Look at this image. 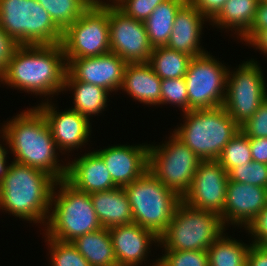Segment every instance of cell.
<instances>
[{
  "instance_id": "cell-22",
  "label": "cell",
  "mask_w": 267,
  "mask_h": 266,
  "mask_svg": "<svg viewBox=\"0 0 267 266\" xmlns=\"http://www.w3.org/2000/svg\"><path fill=\"white\" fill-rule=\"evenodd\" d=\"M146 105H161V79L149 63H127L120 90Z\"/></svg>"
},
{
  "instance_id": "cell-45",
  "label": "cell",
  "mask_w": 267,
  "mask_h": 266,
  "mask_svg": "<svg viewBox=\"0 0 267 266\" xmlns=\"http://www.w3.org/2000/svg\"><path fill=\"white\" fill-rule=\"evenodd\" d=\"M8 147L2 146L0 144V181L3 179V176L6 174L7 168L9 166L7 161V154L9 153L7 150Z\"/></svg>"
},
{
  "instance_id": "cell-36",
  "label": "cell",
  "mask_w": 267,
  "mask_h": 266,
  "mask_svg": "<svg viewBox=\"0 0 267 266\" xmlns=\"http://www.w3.org/2000/svg\"><path fill=\"white\" fill-rule=\"evenodd\" d=\"M166 0H119L114 5L125 15L144 22Z\"/></svg>"
},
{
  "instance_id": "cell-43",
  "label": "cell",
  "mask_w": 267,
  "mask_h": 266,
  "mask_svg": "<svg viewBox=\"0 0 267 266\" xmlns=\"http://www.w3.org/2000/svg\"><path fill=\"white\" fill-rule=\"evenodd\" d=\"M247 266H267V247L251 244L247 254Z\"/></svg>"
},
{
  "instance_id": "cell-35",
  "label": "cell",
  "mask_w": 267,
  "mask_h": 266,
  "mask_svg": "<svg viewBox=\"0 0 267 266\" xmlns=\"http://www.w3.org/2000/svg\"><path fill=\"white\" fill-rule=\"evenodd\" d=\"M184 77L161 80V104L176 105L188 112V91Z\"/></svg>"
},
{
  "instance_id": "cell-8",
  "label": "cell",
  "mask_w": 267,
  "mask_h": 266,
  "mask_svg": "<svg viewBox=\"0 0 267 266\" xmlns=\"http://www.w3.org/2000/svg\"><path fill=\"white\" fill-rule=\"evenodd\" d=\"M219 214L196 209L181 201L165 232L159 237V245L165 250H205L225 232Z\"/></svg>"
},
{
  "instance_id": "cell-15",
  "label": "cell",
  "mask_w": 267,
  "mask_h": 266,
  "mask_svg": "<svg viewBox=\"0 0 267 266\" xmlns=\"http://www.w3.org/2000/svg\"><path fill=\"white\" fill-rule=\"evenodd\" d=\"M127 62L114 52L87 58H74L67 63V72L77 81L106 89L120 90Z\"/></svg>"
},
{
  "instance_id": "cell-1",
  "label": "cell",
  "mask_w": 267,
  "mask_h": 266,
  "mask_svg": "<svg viewBox=\"0 0 267 266\" xmlns=\"http://www.w3.org/2000/svg\"><path fill=\"white\" fill-rule=\"evenodd\" d=\"M6 122L0 136L15 156L13 161L42 170L56 181L66 178L67 163L61 165L49 124L36 106Z\"/></svg>"
},
{
  "instance_id": "cell-41",
  "label": "cell",
  "mask_w": 267,
  "mask_h": 266,
  "mask_svg": "<svg viewBox=\"0 0 267 266\" xmlns=\"http://www.w3.org/2000/svg\"><path fill=\"white\" fill-rule=\"evenodd\" d=\"M227 0H187L195 7L209 22L221 11Z\"/></svg>"
},
{
  "instance_id": "cell-44",
  "label": "cell",
  "mask_w": 267,
  "mask_h": 266,
  "mask_svg": "<svg viewBox=\"0 0 267 266\" xmlns=\"http://www.w3.org/2000/svg\"><path fill=\"white\" fill-rule=\"evenodd\" d=\"M251 47L259 49L267 57V29L259 31L248 43Z\"/></svg>"
},
{
  "instance_id": "cell-40",
  "label": "cell",
  "mask_w": 267,
  "mask_h": 266,
  "mask_svg": "<svg viewBox=\"0 0 267 266\" xmlns=\"http://www.w3.org/2000/svg\"><path fill=\"white\" fill-rule=\"evenodd\" d=\"M19 45L0 27V76L5 72L14 50Z\"/></svg>"
},
{
  "instance_id": "cell-30",
  "label": "cell",
  "mask_w": 267,
  "mask_h": 266,
  "mask_svg": "<svg viewBox=\"0 0 267 266\" xmlns=\"http://www.w3.org/2000/svg\"><path fill=\"white\" fill-rule=\"evenodd\" d=\"M50 15L53 22L64 31L91 5L93 0H36Z\"/></svg>"
},
{
  "instance_id": "cell-21",
  "label": "cell",
  "mask_w": 267,
  "mask_h": 266,
  "mask_svg": "<svg viewBox=\"0 0 267 266\" xmlns=\"http://www.w3.org/2000/svg\"><path fill=\"white\" fill-rule=\"evenodd\" d=\"M205 18L195 7L186 2L176 13L170 39L166 45L170 49L183 52L192 57L206 54L200 45L202 26Z\"/></svg>"
},
{
  "instance_id": "cell-14",
  "label": "cell",
  "mask_w": 267,
  "mask_h": 266,
  "mask_svg": "<svg viewBox=\"0 0 267 266\" xmlns=\"http://www.w3.org/2000/svg\"><path fill=\"white\" fill-rule=\"evenodd\" d=\"M228 181V172L217 160H202L182 201L193 208L221 215Z\"/></svg>"
},
{
  "instance_id": "cell-4",
  "label": "cell",
  "mask_w": 267,
  "mask_h": 266,
  "mask_svg": "<svg viewBox=\"0 0 267 266\" xmlns=\"http://www.w3.org/2000/svg\"><path fill=\"white\" fill-rule=\"evenodd\" d=\"M101 228L90 194L75 189L65 179L56 181L44 235L62 242H72Z\"/></svg>"
},
{
  "instance_id": "cell-19",
  "label": "cell",
  "mask_w": 267,
  "mask_h": 266,
  "mask_svg": "<svg viewBox=\"0 0 267 266\" xmlns=\"http://www.w3.org/2000/svg\"><path fill=\"white\" fill-rule=\"evenodd\" d=\"M112 238L117 266H139L147 261L150 246L159 237L136 223L108 228ZM144 261V262H143ZM143 262V263H142Z\"/></svg>"
},
{
  "instance_id": "cell-12",
  "label": "cell",
  "mask_w": 267,
  "mask_h": 266,
  "mask_svg": "<svg viewBox=\"0 0 267 266\" xmlns=\"http://www.w3.org/2000/svg\"><path fill=\"white\" fill-rule=\"evenodd\" d=\"M208 53L193 57L184 76L188 111L223 106L229 68Z\"/></svg>"
},
{
  "instance_id": "cell-37",
  "label": "cell",
  "mask_w": 267,
  "mask_h": 266,
  "mask_svg": "<svg viewBox=\"0 0 267 266\" xmlns=\"http://www.w3.org/2000/svg\"><path fill=\"white\" fill-rule=\"evenodd\" d=\"M240 130L249 138L267 137V98L256 113L240 126Z\"/></svg>"
},
{
  "instance_id": "cell-16",
  "label": "cell",
  "mask_w": 267,
  "mask_h": 266,
  "mask_svg": "<svg viewBox=\"0 0 267 266\" xmlns=\"http://www.w3.org/2000/svg\"><path fill=\"white\" fill-rule=\"evenodd\" d=\"M53 106L46 101L37 108L45 116L58 150L64 154L86 145L92 132L90 120L70 108L58 112Z\"/></svg>"
},
{
  "instance_id": "cell-20",
  "label": "cell",
  "mask_w": 267,
  "mask_h": 266,
  "mask_svg": "<svg viewBox=\"0 0 267 266\" xmlns=\"http://www.w3.org/2000/svg\"><path fill=\"white\" fill-rule=\"evenodd\" d=\"M65 180L88 194L117 188L103 159L94 150L67 163Z\"/></svg>"
},
{
  "instance_id": "cell-33",
  "label": "cell",
  "mask_w": 267,
  "mask_h": 266,
  "mask_svg": "<svg viewBox=\"0 0 267 266\" xmlns=\"http://www.w3.org/2000/svg\"><path fill=\"white\" fill-rule=\"evenodd\" d=\"M163 256L152 266H209L208 251L205 250H164Z\"/></svg>"
},
{
  "instance_id": "cell-38",
  "label": "cell",
  "mask_w": 267,
  "mask_h": 266,
  "mask_svg": "<svg viewBox=\"0 0 267 266\" xmlns=\"http://www.w3.org/2000/svg\"><path fill=\"white\" fill-rule=\"evenodd\" d=\"M251 234L252 244L267 247V205L245 228Z\"/></svg>"
},
{
  "instance_id": "cell-42",
  "label": "cell",
  "mask_w": 267,
  "mask_h": 266,
  "mask_svg": "<svg viewBox=\"0 0 267 266\" xmlns=\"http://www.w3.org/2000/svg\"><path fill=\"white\" fill-rule=\"evenodd\" d=\"M249 141L252 159L267 164V137L249 138Z\"/></svg>"
},
{
  "instance_id": "cell-24",
  "label": "cell",
  "mask_w": 267,
  "mask_h": 266,
  "mask_svg": "<svg viewBox=\"0 0 267 266\" xmlns=\"http://www.w3.org/2000/svg\"><path fill=\"white\" fill-rule=\"evenodd\" d=\"M73 90L74 107L70 109L91 120V116L98 115L107 107L109 92L100 87L83 81L75 80L68 72L65 75L63 91Z\"/></svg>"
},
{
  "instance_id": "cell-18",
  "label": "cell",
  "mask_w": 267,
  "mask_h": 266,
  "mask_svg": "<svg viewBox=\"0 0 267 266\" xmlns=\"http://www.w3.org/2000/svg\"><path fill=\"white\" fill-rule=\"evenodd\" d=\"M149 144L114 145L95 152L103 159L117 187H125L148 170Z\"/></svg>"
},
{
  "instance_id": "cell-6",
  "label": "cell",
  "mask_w": 267,
  "mask_h": 266,
  "mask_svg": "<svg viewBox=\"0 0 267 266\" xmlns=\"http://www.w3.org/2000/svg\"><path fill=\"white\" fill-rule=\"evenodd\" d=\"M123 188L131 206L133 223L160 237L167 229L182 198L148 170Z\"/></svg>"
},
{
  "instance_id": "cell-23",
  "label": "cell",
  "mask_w": 267,
  "mask_h": 266,
  "mask_svg": "<svg viewBox=\"0 0 267 266\" xmlns=\"http://www.w3.org/2000/svg\"><path fill=\"white\" fill-rule=\"evenodd\" d=\"M90 198L103 228L133 223L131 206L123 187L93 192Z\"/></svg>"
},
{
  "instance_id": "cell-5",
  "label": "cell",
  "mask_w": 267,
  "mask_h": 266,
  "mask_svg": "<svg viewBox=\"0 0 267 266\" xmlns=\"http://www.w3.org/2000/svg\"><path fill=\"white\" fill-rule=\"evenodd\" d=\"M184 123L173 134L201 160H217L240 126L223 106L183 113Z\"/></svg>"
},
{
  "instance_id": "cell-10",
  "label": "cell",
  "mask_w": 267,
  "mask_h": 266,
  "mask_svg": "<svg viewBox=\"0 0 267 266\" xmlns=\"http://www.w3.org/2000/svg\"><path fill=\"white\" fill-rule=\"evenodd\" d=\"M109 36V4L92 3L63 31L61 45L66 63L110 52Z\"/></svg>"
},
{
  "instance_id": "cell-28",
  "label": "cell",
  "mask_w": 267,
  "mask_h": 266,
  "mask_svg": "<svg viewBox=\"0 0 267 266\" xmlns=\"http://www.w3.org/2000/svg\"><path fill=\"white\" fill-rule=\"evenodd\" d=\"M192 58L186 53L160 46L153 48L148 63L161 80L174 79L185 76Z\"/></svg>"
},
{
  "instance_id": "cell-9",
  "label": "cell",
  "mask_w": 267,
  "mask_h": 266,
  "mask_svg": "<svg viewBox=\"0 0 267 266\" xmlns=\"http://www.w3.org/2000/svg\"><path fill=\"white\" fill-rule=\"evenodd\" d=\"M169 141L148 148V171L181 198L188 192L202 161L173 133Z\"/></svg>"
},
{
  "instance_id": "cell-46",
  "label": "cell",
  "mask_w": 267,
  "mask_h": 266,
  "mask_svg": "<svg viewBox=\"0 0 267 266\" xmlns=\"http://www.w3.org/2000/svg\"><path fill=\"white\" fill-rule=\"evenodd\" d=\"M109 1H110V2L112 1V2L110 3ZM109 1L107 0V2H105V1L103 2L102 0H93L94 3H97V4H99V5H103V4H104V5H106V4H112V5H114V4H115L116 2H118L119 0H109Z\"/></svg>"
},
{
  "instance_id": "cell-32",
  "label": "cell",
  "mask_w": 267,
  "mask_h": 266,
  "mask_svg": "<svg viewBox=\"0 0 267 266\" xmlns=\"http://www.w3.org/2000/svg\"><path fill=\"white\" fill-rule=\"evenodd\" d=\"M51 266H91L71 242H62L47 236Z\"/></svg>"
},
{
  "instance_id": "cell-34",
  "label": "cell",
  "mask_w": 267,
  "mask_h": 266,
  "mask_svg": "<svg viewBox=\"0 0 267 266\" xmlns=\"http://www.w3.org/2000/svg\"><path fill=\"white\" fill-rule=\"evenodd\" d=\"M228 177L230 181L267 188V164L253 160L232 168Z\"/></svg>"
},
{
  "instance_id": "cell-3",
  "label": "cell",
  "mask_w": 267,
  "mask_h": 266,
  "mask_svg": "<svg viewBox=\"0 0 267 266\" xmlns=\"http://www.w3.org/2000/svg\"><path fill=\"white\" fill-rule=\"evenodd\" d=\"M55 182L42 170L12 161L0 181V209L45 226Z\"/></svg>"
},
{
  "instance_id": "cell-27",
  "label": "cell",
  "mask_w": 267,
  "mask_h": 266,
  "mask_svg": "<svg viewBox=\"0 0 267 266\" xmlns=\"http://www.w3.org/2000/svg\"><path fill=\"white\" fill-rule=\"evenodd\" d=\"M186 2L187 0H166L159 4L144 21L149 42L153 48L168 44L175 15Z\"/></svg>"
},
{
  "instance_id": "cell-25",
  "label": "cell",
  "mask_w": 267,
  "mask_h": 266,
  "mask_svg": "<svg viewBox=\"0 0 267 266\" xmlns=\"http://www.w3.org/2000/svg\"><path fill=\"white\" fill-rule=\"evenodd\" d=\"M260 0H227L221 11L210 21L222 30L228 29L240 39L249 31ZM233 29V30H232ZM237 33V34H236Z\"/></svg>"
},
{
  "instance_id": "cell-11",
  "label": "cell",
  "mask_w": 267,
  "mask_h": 266,
  "mask_svg": "<svg viewBox=\"0 0 267 266\" xmlns=\"http://www.w3.org/2000/svg\"><path fill=\"white\" fill-rule=\"evenodd\" d=\"M235 70L230 72L229 69L227 73L223 107L241 126L267 98V85L261 66L254 59L242 62Z\"/></svg>"
},
{
  "instance_id": "cell-39",
  "label": "cell",
  "mask_w": 267,
  "mask_h": 266,
  "mask_svg": "<svg viewBox=\"0 0 267 266\" xmlns=\"http://www.w3.org/2000/svg\"><path fill=\"white\" fill-rule=\"evenodd\" d=\"M265 29H267V1L260 0L253 23L241 40L248 43L259 31Z\"/></svg>"
},
{
  "instance_id": "cell-2",
  "label": "cell",
  "mask_w": 267,
  "mask_h": 266,
  "mask_svg": "<svg viewBox=\"0 0 267 266\" xmlns=\"http://www.w3.org/2000/svg\"><path fill=\"white\" fill-rule=\"evenodd\" d=\"M67 63L61 43L19 45L0 82L18 90L43 96L47 101L63 91Z\"/></svg>"
},
{
  "instance_id": "cell-13",
  "label": "cell",
  "mask_w": 267,
  "mask_h": 266,
  "mask_svg": "<svg viewBox=\"0 0 267 266\" xmlns=\"http://www.w3.org/2000/svg\"><path fill=\"white\" fill-rule=\"evenodd\" d=\"M110 52L127 63H148L153 51L144 22L125 15L109 4Z\"/></svg>"
},
{
  "instance_id": "cell-17",
  "label": "cell",
  "mask_w": 267,
  "mask_h": 266,
  "mask_svg": "<svg viewBox=\"0 0 267 266\" xmlns=\"http://www.w3.org/2000/svg\"><path fill=\"white\" fill-rule=\"evenodd\" d=\"M266 205L267 188L229 180L220 217L225 227L230 224L246 228Z\"/></svg>"
},
{
  "instance_id": "cell-7",
  "label": "cell",
  "mask_w": 267,
  "mask_h": 266,
  "mask_svg": "<svg viewBox=\"0 0 267 266\" xmlns=\"http://www.w3.org/2000/svg\"><path fill=\"white\" fill-rule=\"evenodd\" d=\"M0 27L18 45L57 44L63 36L36 0H0Z\"/></svg>"
},
{
  "instance_id": "cell-31",
  "label": "cell",
  "mask_w": 267,
  "mask_h": 266,
  "mask_svg": "<svg viewBox=\"0 0 267 266\" xmlns=\"http://www.w3.org/2000/svg\"><path fill=\"white\" fill-rule=\"evenodd\" d=\"M217 161L227 172L234 167L253 161L249 137L240 130L227 143Z\"/></svg>"
},
{
  "instance_id": "cell-29",
  "label": "cell",
  "mask_w": 267,
  "mask_h": 266,
  "mask_svg": "<svg viewBox=\"0 0 267 266\" xmlns=\"http://www.w3.org/2000/svg\"><path fill=\"white\" fill-rule=\"evenodd\" d=\"M224 234L223 232L207 250L209 266H247L251 244L247 245Z\"/></svg>"
},
{
  "instance_id": "cell-26",
  "label": "cell",
  "mask_w": 267,
  "mask_h": 266,
  "mask_svg": "<svg viewBox=\"0 0 267 266\" xmlns=\"http://www.w3.org/2000/svg\"><path fill=\"white\" fill-rule=\"evenodd\" d=\"M91 266H117L108 228L86 233L71 242Z\"/></svg>"
}]
</instances>
